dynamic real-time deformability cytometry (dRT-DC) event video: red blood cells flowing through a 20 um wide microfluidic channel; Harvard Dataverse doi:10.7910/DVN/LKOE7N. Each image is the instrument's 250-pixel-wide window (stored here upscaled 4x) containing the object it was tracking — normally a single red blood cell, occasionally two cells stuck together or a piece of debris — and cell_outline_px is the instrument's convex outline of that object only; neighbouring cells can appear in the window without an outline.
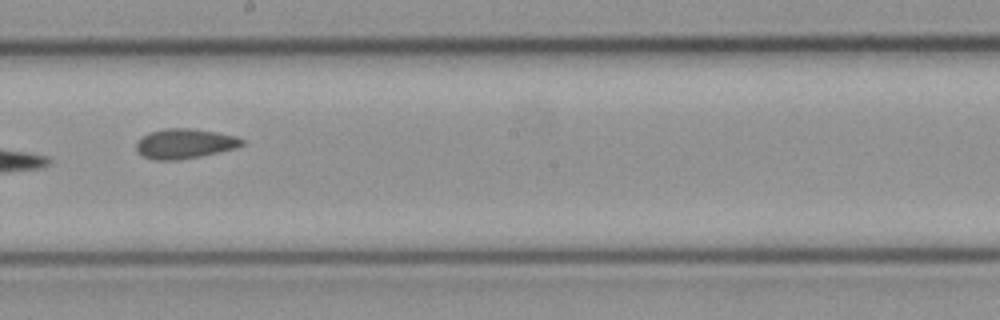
{"species": "common noctule bat (a hibernating species)", "species_latin": "Nyctalus noctula", "temperature_condition": "cold", "stored_images_in_passage": 25, "camera_frame_rate_fps": 3000, "um_per_image_px": 0.085, "animal": {"sex": "female", "body_mass_g": 21.9}, "frame": {"image": 1, "passage_image": 15, "time_ms": 4.667, "image_size_px": [1000, 320], "cell_outline_px": [[244, 144], [236, 148], [200, 156], [180, 160], [152, 160], [144, 156], [136, 148], [136, 144], [144, 136], [152, 132], [164, 128], [188, 128], [216, 132], [236, 136], [244, 140]], "centroid_in_image_um": [15.73, 12.21], "position_along_channel_um": 232.5, "area_um2": 18.15}}
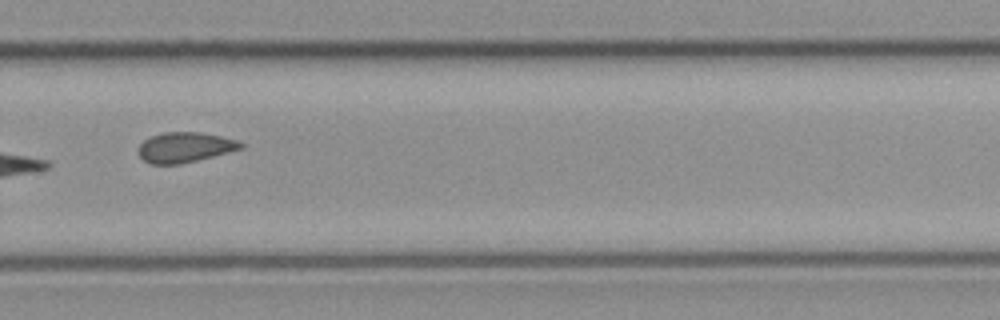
{"frame": {"image": 2, "passage_image": 18, "time_ms": 5.667, "image_size_px": [1000, 320], "cell_outline_px": [[244, 148], [180, 164], [148, 164], [140, 156], [136, 148], [144, 140], [152, 136], [164, 132], [200, 132], [220, 136], [236, 140], [244, 144]], "centroid_in_image_um": [15.68, 12.52], "position_along_channel_um": 314.1, "area_um2": 17.92}}